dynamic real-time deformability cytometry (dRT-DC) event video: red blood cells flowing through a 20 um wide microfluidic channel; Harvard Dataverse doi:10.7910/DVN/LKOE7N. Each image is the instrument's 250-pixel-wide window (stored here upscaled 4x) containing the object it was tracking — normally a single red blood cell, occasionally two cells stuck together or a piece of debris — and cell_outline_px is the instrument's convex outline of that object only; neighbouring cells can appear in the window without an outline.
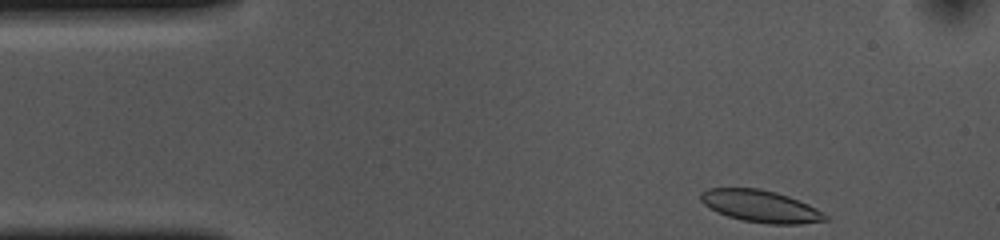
{"species": "common noctule bat (a hibernating species)", "species_latin": "Nyctalus noctula", "temperature_condition": "cold", "stored_images_in_passage": 38, "camera_frame_rate_fps": 3000, "um_per_image_px": 0.085, "animal": {"sex": "female", "body_mass_g": 10.0, "forearm_length_mm": 53.1}, "frame": {"image": 1, "passage_image": 1, "time_ms": 0.0, "image_size_px": [1000, 240], "cell_outline_px": [[828, 220], [800, 224], [768, 224], [740, 220], [716, 212], [704, 204], [700, 200], [700, 192], [708, 188], [760, 188], [776, 192], [788, 196], [808, 204], [816, 208], [828, 216]], "centroid_in_image_um": [64.63, 17.53], "position_along_channel_um": 20.4, "area_um2": 23.35}}
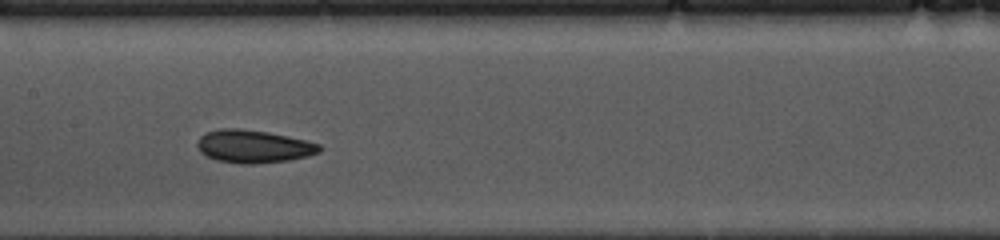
{"frame": {"image": 2, "passage_image": 20, "time_ms": 6.333, "image_size_px": [1000, 240], "cell_outline_px": [[320, 152], [308, 156], [288, 160], [252, 164], [240, 164], [216, 160], [200, 152], [196, 144], [200, 136], [204, 132], [220, 128], [240, 128], [268, 132], [308, 140], [320, 144]], "centroid_in_image_um": [21.53, 12.43], "position_along_channel_um": 185.9, "area_um2": 23.58}}
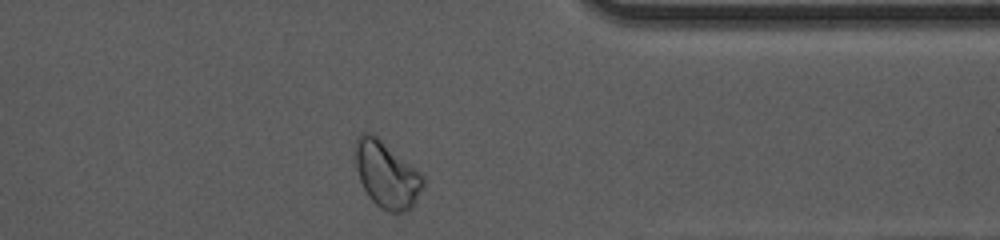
{"frame": {"image": 3, "passage_image": 37, "time_ms": 12.0, "image_size_px": [1000, 240], "cell_outline_px": [[424, 184], [412, 204], [408, 208], [400, 212], [388, 212], [380, 208], [368, 196], [360, 180], [356, 168], [352, 144], [352, 140], [360, 132], [372, 132], [416, 168], [424, 176]], "centroid_in_image_um": [32.78, 14.76], "position_along_channel_um": 378.6, "area_um2": 26.41}, "authors_computed_cell_mechanics": {"area_um2": 23.1778, "velocity_mm_per_s": 3.622, "shape_relaxation_time_tau1_ms": 4.1649, "shape_relaxation_time_tau2_ms": 2.8554, "deformation_change_tau1": 0.093, "deformation_change_tau2": 0.0681}}